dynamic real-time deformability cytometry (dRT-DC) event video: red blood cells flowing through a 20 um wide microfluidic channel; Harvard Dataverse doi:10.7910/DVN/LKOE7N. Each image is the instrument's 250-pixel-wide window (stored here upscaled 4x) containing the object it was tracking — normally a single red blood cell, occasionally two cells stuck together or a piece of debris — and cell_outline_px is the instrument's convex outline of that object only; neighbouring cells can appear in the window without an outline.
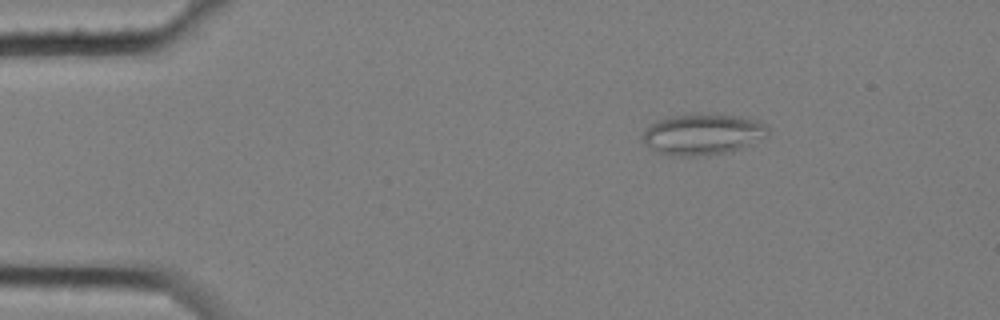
{"species": "common noctule bat (a hibernating species)", "species_latin": "Nyctalus noctula", "temperature_condition": "cold", "stored_images_in_passage": 9, "camera_frame_rate_fps": 3000, "um_per_image_px": 0.085, "animal": {"sex": "female", "body_mass_g": 25.1}, "frame": {"image": 1, "passage_image": 3, "time_ms": 0.667, "image_size_px": [1000, 320], "cell_outline_px": [[768, 136], [752, 144], [740, 148], [724, 152], [696, 156], [672, 156], [656, 152], [644, 140], [644, 132], [656, 120], [672, 116], [692, 112], [740, 116], [756, 120], [764, 124], [768, 128]], "centroid_in_image_um": [59.76, 11.39], "position_along_channel_um": 25.2, "area_um2": 29.94}}
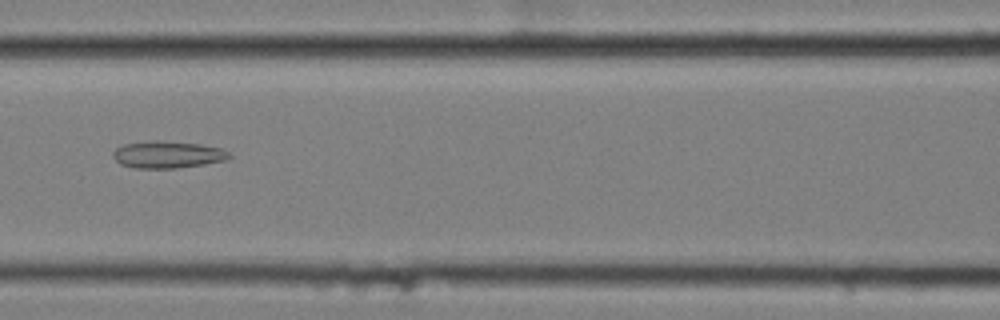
{"frame": {"image": 2, "passage_image": 8, "time_ms": 2.333, "image_size_px": [1000, 320], "cell_outline_px": [[232, 156], [228, 160], [204, 164], [176, 168], [132, 168], [120, 164], [112, 156], [112, 152], [116, 148], [124, 144], [156, 140], [200, 144], [224, 148]], "centroid_in_image_um": [14.27, 13.14], "position_along_channel_um": 152.3, "area_um2": 18.44}}
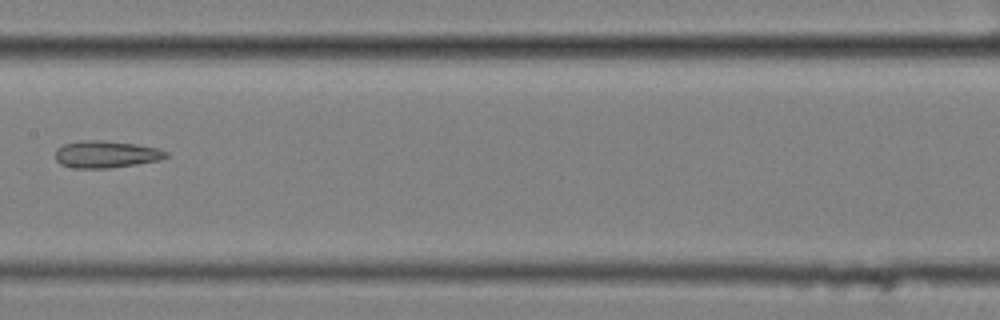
{"frame": {"image": 3, "passage_image": 9, "time_ms": 2.667, "image_size_px": [1000, 320], "cell_outline_px": [[168, 156], [160, 160], [136, 164], [108, 168], [72, 168], [60, 164], [56, 160], [56, 148], [64, 144], [80, 140], [100, 140], [136, 144], [160, 148], [168, 152]], "centroid_in_image_um": [9.01, 13.11], "position_along_channel_um": 198.4, "area_um2": 17.57}}